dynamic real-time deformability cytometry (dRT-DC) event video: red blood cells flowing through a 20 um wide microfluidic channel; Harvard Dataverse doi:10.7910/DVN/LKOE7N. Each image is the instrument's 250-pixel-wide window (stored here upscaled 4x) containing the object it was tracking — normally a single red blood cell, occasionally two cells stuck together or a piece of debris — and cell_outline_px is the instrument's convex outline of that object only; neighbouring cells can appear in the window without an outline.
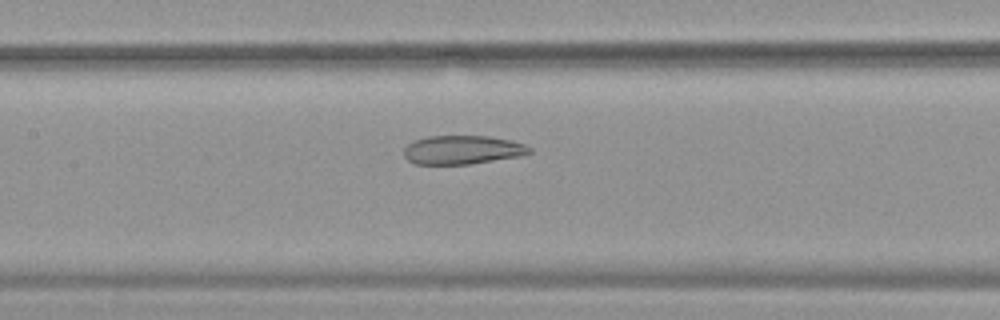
{"species": "common noctule bat (a hibernating species)", "species_latin": "Nyctalus noctula", "temperature_condition": "warm", "stored_images_in_passage": 54, "camera_frame_rate_fps": 3000, "um_per_image_px": 0.085, "animal": {"sex": "female", "body_mass_g": 19.9}, "frame": {"image": 1, "passage_image": 26, "time_ms": 8.333, "image_size_px": [1000, 320], "cell_outline_px": [[532, 152], [520, 156], [468, 164], [412, 164], [404, 156], [404, 148], [408, 144], [416, 140], [428, 136], [488, 136], [512, 140], [524, 144], [532, 148]], "centroid_in_image_um": [39.31, 12.74], "position_along_channel_um": 168.1, "area_um2": 21.04}}
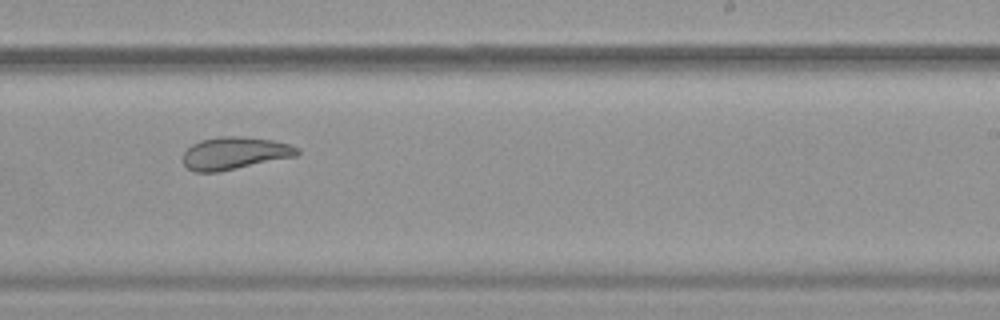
{"frame": {"image": 2, "passage_image": 34, "time_ms": 11.0, "image_size_px": [1000, 320], "cell_outline_px": [[300, 152], [296, 156], [220, 172], [196, 172], [188, 168], [184, 164], [184, 152], [192, 144], [200, 140], [220, 136], [244, 136], [272, 140], [288, 144], [300, 148]], "centroid_in_image_um": [19.96, 13.02], "position_along_channel_um": 269.0, "area_um2": 21.68}}
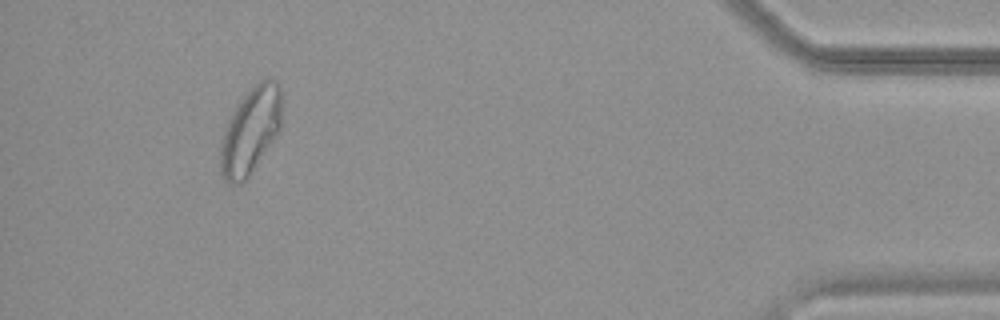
{"frame": {"image": 3, "passage_image": 50, "time_ms": 16.333, "image_size_px": [1000, 320], "cell_outline_px": [[280, 128], [276, 136], [244, 184], [228, 184], [224, 180], [220, 172], [220, 140], [224, 128], [232, 112], [240, 100], [252, 84], [260, 80], [276, 80], [280, 88]], "centroid_in_image_um": [21.25, 11.16], "position_along_channel_um": 414.0, "area_um2": 31.1}, "authors_computed_cell_mechanics": {"area_um2": 28.2064, "velocity_mm_per_s": 3.8055, "shape_relaxation_time_tau1_ms": null, "shape_relaxation_time_tau2_ms": 3.6632, "deformation_change_tau1": null, "deformation_change_tau2": 0.104}}